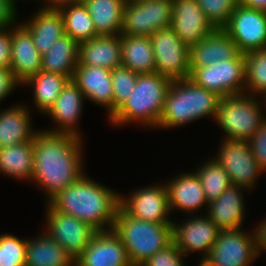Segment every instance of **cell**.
<instances>
[{"instance_id":"ba28073f","label":"cell","mask_w":266,"mask_h":266,"mask_svg":"<svg viewBox=\"0 0 266 266\" xmlns=\"http://www.w3.org/2000/svg\"><path fill=\"white\" fill-rule=\"evenodd\" d=\"M156 72L169 79L189 77V47L171 27L155 31L150 36Z\"/></svg>"},{"instance_id":"8fae6325","label":"cell","mask_w":266,"mask_h":266,"mask_svg":"<svg viewBox=\"0 0 266 266\" xmlns=\"http://www.w3.org/2000/svg\"><path fill=\"white\" fill-rule=\"evenodd\" d=\"M120 207L130 216L152 223L172 224L165 183L136 189L132 194L120 193ZM172 220V221H171Z\"/></svg>"},{"instance_id":"3957f363","label":"cell","mask_w":266,"mask_h":266,"mask_svg":"<svg viewBox=\"0 0 266 266\" xmlns=\"http://www.w3.org/2000/svg\"><path fill=\"white\" fill-rule=\"evenodd\" d=\"M172 80L158 74H138L129 98L109 119L114 126L140 124L143 127L158 128L165 98Z\"/></svg>"},{"instance_id":"e0dca14e","label":"cell","mask_w":266,"mask_h":266,"mask_svg":"<svg viewBox=\"0 0 266 266\" xmlns=\"http://www.w3.org/2000/svg\"><path fill=\"white\" fill-rule=\"evenodd\" d=\"M72 81L82 91L85 100L106 108L108 119L113 115L111 70L99 66L77 65Z\"/></svg>"},{"instance_id":"4fadbf2b","label":"cell","mask_w":266,"mask_h":266,"mask_svg":"<svg viewBox=\"0 0 266 266\" xmlns=\"http://www.w3.org/2000/svg\"><path fill=\"white\" fill-rule=\"evenodd\" d=\"M223 29L243 54L266 48V12L239 4Z\"/></svg>"},{"instance_id":"6da1fadb","label":"cell","mask_w":266,"mask_h":266,"mask_svg":"<svg viewBox=\"0 0 266 266\" xmlns=\"http://www.w3.org/2000/svg\"><path fill=\"white\" fill-rule=\"evenodd\" d=\"M82 138L40 129L33 137V176L48 203L84 174Z\"/></svg>"},{"instance_id":"836d02e7","label":"cell","mask_w":266,"mask_h":266,"mask_svg":"<svg viewBox=\"0 0 266 266\" xmlns=\"http://www.w3.org/2000/svg\"><path fill=\"white\" fill-rule=\"evenodd\" d=\"M201 165L195 169V172L200 178L207 202L209 203L218 199L227 188L232 186V183L228 173L213 157Z\"/></svg>"},{"instance_id":"d6986e66","label":"cell","mask_w":266,"mask_h":266,"mask_svg":"<svg viewBox=\"0 0 266 266\" xmlns=\"http://www.w3.org/2000/svg\"><path fill=\"white\" fill-rule=\"evenodd\" d=\"M41 59L29 32L20 23L12 25L10 70L14 80L22 85L36 75L41 70Z\"/></svg>"},{"instance_id":"d6a6232c","label":"cell","mask_w":266,"mask_h":266,"mask_svg":"<svg viewBox=\"0 0 266 266\" xmlns=\"http://www.w3.org/2000/svg\"><path fill=\"white\" fill-rule=\"evenodd\" d=\"M245 94L266 99V48L244 53Z\"/></svg>"},{"instance_id":"83f0119b","label":"cell","mask_w":266,"mask_h":266,"mask_svg":"<svg viewBox=\"0 0 266 266\" xmlns=\"http://www.w3.org/2000/svg\"><path fill=\"white\" fill-rule=\"evenodd\" d=\"M122 65L136 74L156 72L153 45L149 36L121 35Z\"/></svg>"},{"instance_id":"7dc6e473","label":"cell","mask_w":266,"mask_h":266,"mask_svg":"<svg viewBox=\"0 0 266 266\" xmlns=\"http://www.w3.org/2000/svg\"><path fill=\"white\" fill-rule=\"evenodd\" d=\"M243 7L266 12V0H239Z\"/></svg>"},{"instance_id":"60d3db41","label":"cell","mask_w":266,"mask_h":266,"mask_svg":"<svg viewBox=\"0 0 266 266\" xmlns=\"http://www.w3.org/2000/svg\"><path fill=\"white\" fill-rule=\"evenodd\" d=\"M250 150L260 169L266 172V119L257 132L248 140Z\"/></svg>"},{"instance_id":"5bb4252c","label":"cell","mask_w":266,"mask_h":266,"mask_svg":"<svg viewBox=\"0 0 266 266\" xmlns=\"http://www.w3.org/2000/svg\"><path fill=\"white\" fill-rule=\"evenodd\" d=\"M187 218L180 224L172 222V240L184 255L202 252L206 258L221 230L206 215Z\"/></svg>"},{"instance_id":"9c48e42d","label":"cell","mask_w":266,"mask_h":266,"mask_svg":"<svg viewBox=\"0 0 266 266\" xmlns=\"http://www.w3.org/2000/svg\"><path fill=\"white\" fill-rule=\"evenodd\" d=\"M215 156L213 158L228 173L232 185L246 188L249 192L256 186L261 173H264L255 161L248 141L223 139Z\"/></svg>"},{"instance_id":"d590c367","label":"cell","mask_w":266,"mask_h":266,"mask_svg":"<svg viewBox=\"0 0 266 266\" xmlns=\"http://www.w3.org/2000/svg\"><path fill=\"white\" fill-rule=\"evenodd\" d=\"M138 74L123 65L111 70L113 86V114L129 98L133 91Z\"/></svg>"},{"instance_id":"8d00e7d4","label":"cell","mask_w":266,"mask_h":266,"mask_svg":"<svg viewBox=\"0 0 266 266\" xmlns=\"http://www.w3.org/2000/svg\"><path fill=\"white\" fill-rule=\"evenodd\" d=\"M27 238L0 234V266H25Z\"/></svg>"},{"instance_id":"277c9868","label":"cell","mask_w":266,"mask_h":266,"mask_svg":"<svg viewBox=\"0 0 266 266\" xmlns=\"http://www.w3.org/2000/svg\"><path fill=\"white\" fill-rule=\"evenodd\" d=\"M220 98L189 78L173 80L165 98L158 129L180 127L207 116L214 121Z\"/></svg>"},{"instance_id":"7a4b0ae2","label":"cell","mask_w":266,"mask_h":266,"mask_svg":"<svg viewBox=\"0 0 266 266\" xmlns=\"http://www.w3.org/2000/svg\"><path fill=\"white\" fill-rule=\"evenodd\" d=\"M90 178L84 173L48 203L56 211L78 218L96 231L110 230L120 206V193Z\"/></svg>"},{"instance_id":"d4e9b609","label":"cell","mask_w":266,"mask_h":266,"mask_svg":"<svg viewBox=\"0 0 266 266\" xmlns=\"http://www.w3.org/2000/svg\"><path fill=\"white\" fill-rule=\"evenodd\" d=\"M0 110V148L33 140L35 133L29 106L15 104Z\"/></svg>"},{"instance_id":"603a6c76","label":"cell","mask_w":266,"mask_h":266,"mask_svg":"<svg viewBox=\"0 0 266 266\" xmlns=\"http://www.w3.org/2000/svg\"><path fill=\"white\" fill-rule=\"evenodd\" d=\"M121 35H98L79 43L78 65L112 70L122 65Z\"/></svg>"},{"instance_id":"5b68a950","label":"cell","mask_w":266,"mask_h":266,"mask_svg":"<svg viewBox=\"0 0 266 266\" xmlns=\"http://www.w3.org/2000/svg\"><path fill=\"white\" fill-rule=\"evenodd\" d=\"M112 229L123 242L133 266H139L173 241L172 224L136 219L120 206Z\"/></svg>"},{"instance_id":"9a60e30c","label":"cell","mask_w":266,"mask_h":266,"mask_svg":"<svg viewBox=\"0 0 266 266\" xmlns=\"http://www.w3.org/2000/svg\"><path fill=\"white\" fill-rule=\"evenodd\" d=\"M74 266H133L119 236L113 231H96Z\"/></svg>"},{"instance_id":"e575fe53","label":"cell","mask_w":266,"mask_h":266,"mask_svg":"<svg viewBox=\"0 0 266 266\" xmlns=\"http://www.w3.org/2000/svg\"><path fill=\"white\" fill-rule=\"evenodd\" d=\"M121 35L148 36L147 0H127Z\"/></svg>"},{"instance_id":"74e56055","label":"cell","mask_w":266,"mask_h":266,"mask_svg":"<svg viewBox=\"0 0 266 266\" xmlns=\"http://www.w3.org/2000/svg\"><path fill=\"white\" fill-rule=\"evenodd\" d=\"M210 23L217 28H224L239 5V0H196Z\"/></svg>"},{"instance_id":"7bdbcfd3","label":"cell","mask_w":266,"mask_h":266,"mask_svg":"<svg viewBox=\"0 0 266 266\" xmlns=\"http://www.w3.org/2000/svg\"><path fill=\"white\" fill-rule=\"evenodd\" d=\"M11 27L0 29V68L10 70L11 66Z\"/></svg>"},{"instance_id":"ac0fdd59","label":"cell","mask_w":266,"mask_h":266,"mask_svg":"<svg viewBox=\"0 0 266 266\" xmlns=\"http://www.w3.org/2000/svg\"><path fill=\"white\" fill-rule=\"evenodd\" d=\"M85 97L77 85L69 80L63 87L62 92L46 112L54 123L57 124L52 129L45 131L50 133H69L81 137L78 129V120H80L83 111Z\"/></svg>"},{"instance_id":"52a82bcc","label":"cell","mask_w":266,"mask_h":266,"mask_svg":"<svg viewBox=\"0 0 266 266\" xmlns=\"http://www.w3.org/2000/svg\"><path fill=\"white\" fill-rule=\"evenodd\" d=\"M188 78L220 97L242 94L245 92L244 59L221 60L205 67L190 68Z\"/></svg>"},{"instance_id":"ffe728a7","label":"cell","mask_w":266,"mask_h":266,"mask_svg":"<svg viewBox=\"0 0 266 266\" xmlns=\"http://www.w3.org/2000/svg\"><path fill=\"white\" fill-rule=\"evenodd\" d=\"M231 59H244V54L223 28L215 29L197 44L189 47V68L205 67Z\"/></svg>"},{"instance_id":"f6af8a7d","label":"cell","mask_w":266,"mask_h":266,"mask_svg":"<svg viewBox=\"0 0 266 266\" xmlns=\"http://www.w3.org/2000/svg\"><path fill=\"white\" fill-rule=\"evenodd\" d=\"M261 223H258L256 228H253L254 237H255V245L258 256L260 255L261 250L266 252V217H264ZM260 225V226H259Z\"/></svg>"},{"instance_id":"ab89813d","label":"cell","mask_w":266,"mask_h":266,"mask_svg":"<svg viewBox=\"0 0 266 266\" xmlns=\"http://www.w3.org/2000/svg\"><path fill=\"white\" fill-rule=\"evenodd\" d=\"M185 255L172 241L161 251L146 259L139 266H185Z\"/></svg>"},{"instance_id":"f35d334b","label":"cell","mask_w":266,"mask_h":266,"mask_svg":"<svg viewBox=\"0 0 266 266\" xmlns=\"http://www.w3.org/2000/svg\"><path fill=\"white\" fill-rule=\"evenodd\" d=\"M173 0H147L148 36L171 26Z\"/></svg>"},{"instance_id":"4dcf8cb0","label":"cell","mask_w":266,"mask_h":266,"mask_svg":"<svg viewBox=\"0 0 266 266\" xmlns=\"http://www.w3.org/2000/svg\"><path fill=\"white\" fill-rule=\"evenodd\" d=\"M69 80L67 76L40 70L21 86L33 88L32 94L37 112L40 111L45 115Z\"/></svg>"},{"instance_id":"7402d4cb","label":"cell","mask_w":266,"mask_h":266,"mask_svg":"<svg viewBox=\"0 0 266 266\" xmlns=\"http://www.w3.org/2000/svg\"><path fill=\"white\" fill-rule=\"evenodd\" d=\"M245 190L248 191L246 188L232 185L218 199L207 204L206 216L220 230L242 229L245 219Z\"/></svg>"},{"instance_id":"1f68e13d","label":"cell","mask_w":266,"mask_h":266,"mask_svg":"<svg viewBox=\"0 0 266 266\" xmlns=\"http://www.w3.org/2000/svg\"><path fill=\"white\" fill-rule=\"evenodd\" d=\"M59 11L64 20L65 34L73 40L81 43L98 36L93 20L83 2L66 5Z\"/></svg>"},{"instance_id":"7c38bea8","label":"cell","mask_w":266,"mask_h":266,"mask_svg":"<svg viewBox=\"0 0 266 266\" xmlns=\"http://www.w3.org/2000/svg\"><path fill=\"white\" fill-rule=\"evenodd\" d=\"M250 232L243 228L221 230L206 259L214 266H250L258 257L254 233Z\"/></svg>"},{"instance_id":"ee69618b","label":"cell","mask_w":266,"mask_h":266,"mask_svg":"<svg viewBox=\"0 0 266 266\" xmlns=\"http://www.w3.org/2000/svg\"><path fill=\"white\" fill-rule=\"evenodd\" d=\"M19 84L14 80L11 70L0 68V102L7 98Z\"/></svg>"},{"instance_id":"4316f807","label":"cell","mask_w":266,"mask_h":266,"mask_svg":"<svg viewBox=\"0 0 266 266\" xmlns=\"http://www.w3.org/2000/svg\"><path fill=\"white\" fill-rule=\"evenodd\" d=\"M79 43L67 34L59 37L55 44L42 55L41 70L67 76L70 80L78 65Z\"/></svg>"},{"instance_id":"484cf974","label":"cell","mask_w":266,"mask_h":266,"mask_svg":"<svg viewBox=\"0 0 266 266\" xmlns=\"http://www.w3.org/2000/svg\"><path fill=\"white\" fill-rule=\"evenodd\" d=\"M25 266H74V261L56 240L43 234L27 239Z\"/></svg>"},{"instance_id":"b9f144b4","label":"cell","mask_w":266,"mask_h":266,"mask_svg":"<svg viewBox=\"0 0 266 266\" xmlns=\"http://www.w3.org/2000/svg\"><path fill=\"white\" fill-rule=\"evenodd\" d=\"M17 0H0V29L12 27L17 21Z\"/></svg>"},{"instance_id":"bcb514c9","label":"cell","mask_w":266,"mask_h":266,"mask_svg":"<svg viewBox=\"0 0 266 266\" xmlns=\"http://www.w3.org/2000/svg\"><path fill=\"white\" fill-rule=\"evenodd\" d=\"M42 2H44L42 8L59 10L66 5L82 2V0H42Z\"/></svg>"},{"instance_id":"c3c4849f","label":"cell","mask_w":266,"mask_h":266,"mask_svg":"<svg viewBox=\"0 0 266 266\" xmlns=\"http://www.w3.org/2000/svg\"><path fill=\"white\" fill-rule=\"evenodd\" d=\"M199 266H214V265H212V264L208 261V259H206V258H200Z\"/></svg>"},{"instance_id":"30bf717a","label":"cell","mask_w":266,"mask_h":266,"mask_svg":"<svg viewBox=\"0 0 266 266\" xmlns=\"http://www.w3.org/2000/svg\"><path fill=\"white\" fill-rule=\"evenodd\" d=\"M45 232L75 261L87 248L96 230L78 218L56 211L46 203Z\"/></svg>"},{"instance_id":"f1b7e54d","label":"cell","mask_w":266,"mask_h":266,"mask_svg":"<svg viewBox=\"0 0 266 266\" xmlns=\"http://www.w3.org/2000/svg\"><path fill=\"white\" fill-rule=\"evenodd\" d=\"M127 0H82L93 20L97 35H121Z\"/></svg>"},{"instance_id":"8992f818","label":"cell","mask_w":266,"mask_h":266,"mask_svg":"<svg viewBox=\"0 0 266 266\" xmlns=\"http://www.w3.org/2000/svg\"><path fill=\"white\" fill-rule=\"evenodd\" d=\"M264 107L266 99L245 93L221 97L214 121L223 130V139L248 141L266 119Z\"/></svg>"},{"instance_id":"44dd1931","label":"cell","mask_w":266,"mask_h":266,"mask_svg":"<svg viewBox=\"0 0 266 266\" xmlns=\"http://www.w3.org/2000/svg\"><path fill=\"white\" fill-rule=\"evenodd\" d=\"M171 212L178 210L197 215V211L207 207V199L197 173H179L172 180L165 183ZM196 212V213H195ZM195 213V214H194Z\"/></svg>"},{"instance_id":"f546056e","label":"cell","mask_w":266,"mask_h":266,"mask_svg":"<svg viewBox=\"0 0 266 266\" xmlns=\"http://www.w3.org/2000/svg\"><path fill=\"white\" fill-rule=\"evenodd\" d=\"M0 173L6 177L32 181L33 140L0 148Z\"/></svg>"},{"instance_id":"2e32d148","label":"cell","mask_w":266,"mask_h":266,"mask_svg":"<svg viewBox=\"0 0 266 266\" xmlns=\"http://www.w3.org/2000/svg\"><path fill=\"white\" fill-rule=\"evenodd\" d=\"M171 28L188 47L197 44L216 28L196 0H173Z\"/></svg>"},{"instance_id":"cb8c5ba5","label":"cell","mask_w":266,"mask_h":266,"mask_svg":"<svg viewBox=\"0 0 266 266\" xmlns=\"http://www.w3.org/2000/svg\"><path fill=\"white\" fill-rule=\"evenodd\" d=\"M20 24L29 32L41 55L48 52L59 37L65 35L64 20L57 9L40 7L32 18Z\"/></svg>"}]
</instances>
